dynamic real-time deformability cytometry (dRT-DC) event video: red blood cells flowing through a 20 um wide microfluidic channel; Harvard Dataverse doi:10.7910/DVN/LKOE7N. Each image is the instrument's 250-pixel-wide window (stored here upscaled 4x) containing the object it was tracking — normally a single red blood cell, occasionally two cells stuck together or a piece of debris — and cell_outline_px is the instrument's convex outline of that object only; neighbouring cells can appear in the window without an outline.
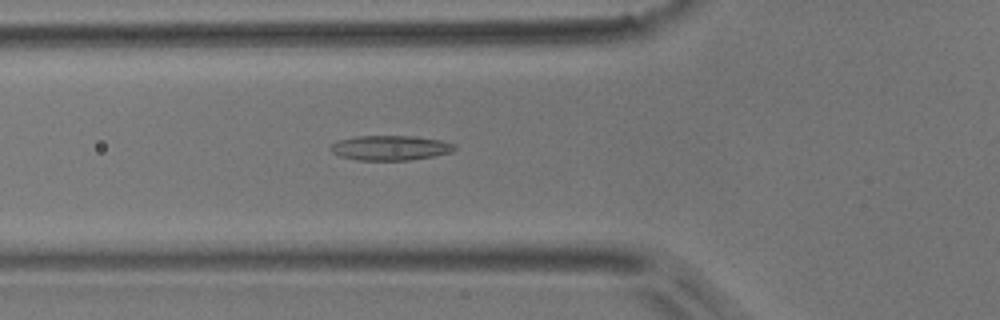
{"species": "common noctule bat (a hibernating species)", "species_latin": "Nyctalus noctula", "temperature_condition": "room temperature", "stored_images_in_passage": 39, "camera_frame_rate_fps": 3000, "um_per_image_px": 0.085, "animal": {"sex": "male", "body_mass_g": 17.9}, "frame": {"image": 1, "passage_image": 6, "time_ms": 1.667, "image_size_px": [1000, 320], "cell_outline_px": [[456, 148], [452, 152], [432, 156], [408, 160], [356, 160], [340, 156], [332, 152], [328, 148], [332, 144], [340, 140], [356, 136], [412, 136], [440, 140], [452, 144]], "centroid_in_image_um": [33.13, 12.57], "position_along_channel_um": 92.7, "area_um2": 17.74}}
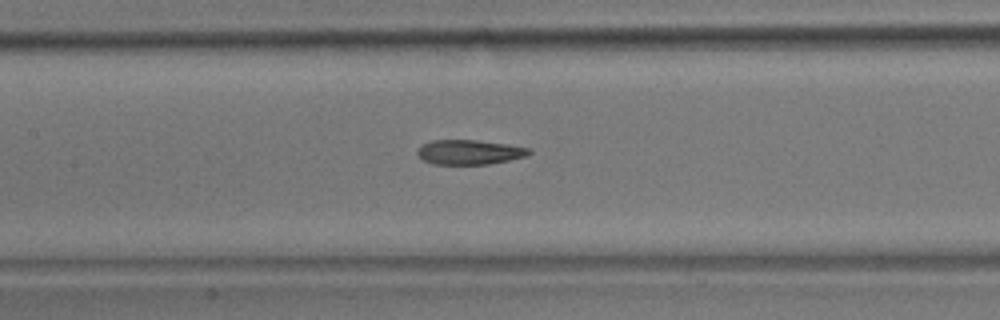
{"frame": {"image": 2, "passage_image": 12, "time_ms": 3.667, "image_size_px": [1000, 320], "cell_outline_px": [[532, 152], [524, 156], [508, 160], [488, 164], [432, 164], [424, 160], [416, 152], [424, 144], [432, 140], [476, 140], [508, 144], [528, 148]], "centroid_in_image_um": [39.89, 12.93], "position_along_channel_um": 167.5, "area_um2": 15.78}}
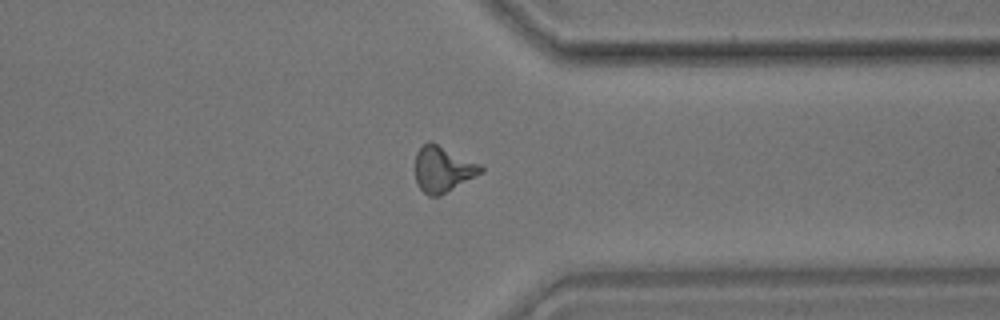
{"frame": {"image": 3, "passage_image": 29, "time_ms": 9.333, "image_size_px": [1000, 320], "cell_outline_px": [[484, 172], [440, 196], [428, 196], [416, 184], [416, 152], [428, 140], [432, 140], [480, 164], [484, 168]], "centroid_in_image_um": [37.65, 14.37], "position_along_channel_um": 373.7, "area_um2": 17.74}}